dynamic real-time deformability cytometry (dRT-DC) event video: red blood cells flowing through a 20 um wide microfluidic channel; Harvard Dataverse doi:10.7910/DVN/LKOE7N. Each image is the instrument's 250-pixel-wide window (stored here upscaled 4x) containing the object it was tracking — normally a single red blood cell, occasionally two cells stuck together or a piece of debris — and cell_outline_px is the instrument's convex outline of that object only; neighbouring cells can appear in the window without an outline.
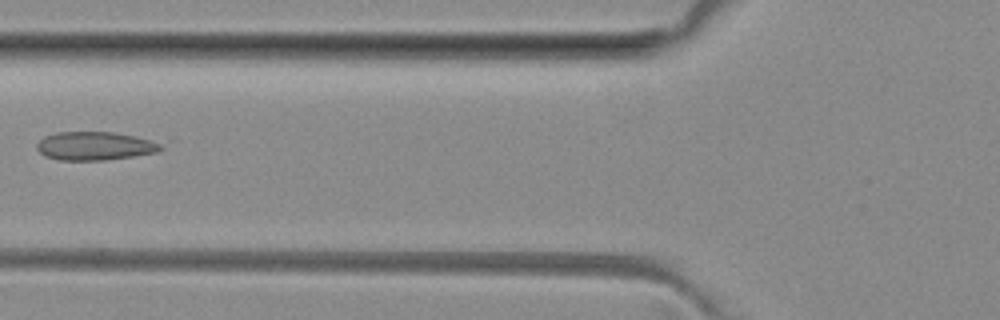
{"species": "common noctule bat (a hibernating species)", "species_latin": "Nyctalus noctula", "temperature_condition": "room temperature", "stored_images_in_passage": 3, "camera_frame_rate_fps": 3000, "um_per_image_px": 0.085, "animal": {"sex": "female", "body_mass_g": 29.2, "forearm_length_mm": 56.3}, "frame": {"image": 1, "passage_image": 3, "time_ms": 2.333, "image_size_px": [1000, 320], "cell_outline_px": [[164, 148], [156, 152], [132, 156], [104, 160], [60, 160], [44, 156], [36, 148], [36, 144], [44, 136], [56, 132], [112, 132], [136, 136], [160, 144]], "centroid_in_image_um": [8.01, 12.4], "position_along_channel_um": 117.8, "area_um2": 20.4}}